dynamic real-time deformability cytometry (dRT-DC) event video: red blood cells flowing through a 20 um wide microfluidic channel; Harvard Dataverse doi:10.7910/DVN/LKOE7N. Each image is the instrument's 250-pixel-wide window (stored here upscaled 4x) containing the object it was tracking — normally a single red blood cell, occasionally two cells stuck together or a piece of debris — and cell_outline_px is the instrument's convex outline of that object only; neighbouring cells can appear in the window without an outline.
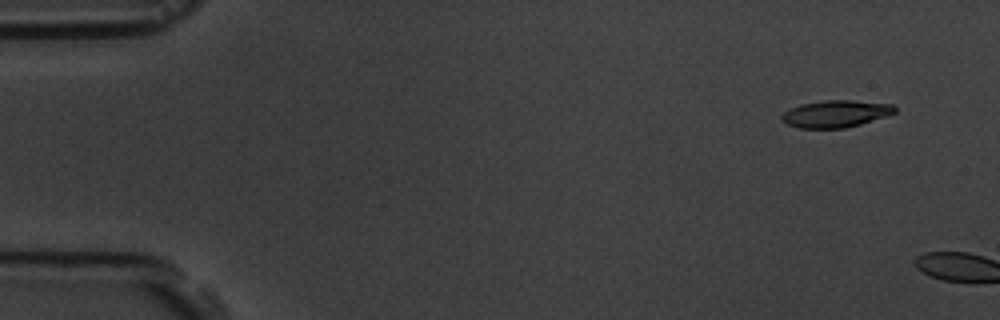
{"species": "common noctule bat (a hibernating species)", "species_latin": "Nyctalus noctula", "temperature_condition": "room temperature", "stored_images_in_passage": 2, "camera_frame_rate_fps": 3000, "um_per_image_px": 0.085, "animal": {"sex": "male", "body_mass_g": 19.5, "forearm_length_mm": 54.6}, "frame": {"image": 1, "passage_image": 1, "time_ms": 0.0, "image_size_px": [1000, 320], "cell_outline_px": [[896, 112], [888, 116], [860, 124], [844, 128], [800, 128], [788, 124], [780, 120], [780, 116], [784, 112], [800, 104], [824, 100], [852, 100], [892, 104], [896, 108]], "centroid_in_image_um": [71.04, 9.67], "position_along_channel_um": 14.0, "area_um2": 17.86}}